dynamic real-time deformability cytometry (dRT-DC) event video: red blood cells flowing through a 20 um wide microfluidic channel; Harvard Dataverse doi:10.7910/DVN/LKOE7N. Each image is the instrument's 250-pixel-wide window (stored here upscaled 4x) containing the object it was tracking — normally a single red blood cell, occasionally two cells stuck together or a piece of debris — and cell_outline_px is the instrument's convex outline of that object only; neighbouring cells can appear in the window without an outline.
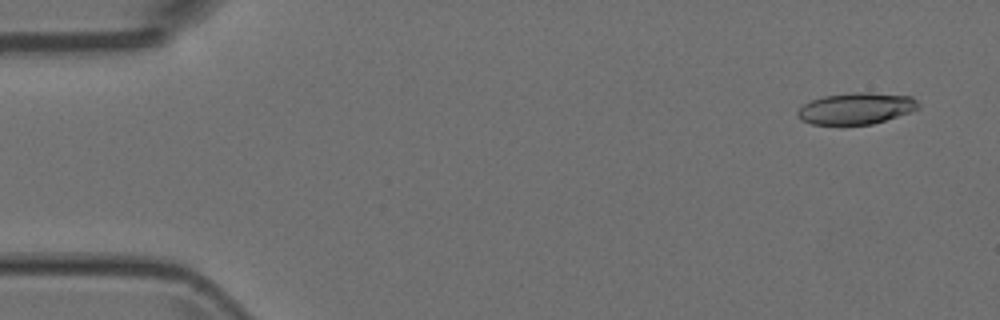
{"species": "Egyptian fruit bat (a non-hibernating species)", "species_latin": "Rousettus aegyptiacus", "temperature_condition": "room temperature", "stored_images_in_passage": 6, "camera_frame_rate_fps": 3000, "um_per_image_px": 0.085, "animal": {"sex": "female"}, "frame": {"image": 1, "passage_image": 1, "time_ms": 0.0, "image_size_px": [1000, 320], "cell_outline_px": [[920, 108], [872, 124], [812, 124], [800, 120], [796, 116], [796, 112], [804, 104], [812, 100], [824, 96], [852, 92], [868, 92], [912, 96], [920, 104]], "centroid_in_image_um": [72.75, 9.21], "position_along_channel_um": 12.2, "area_um2": 22.02}}
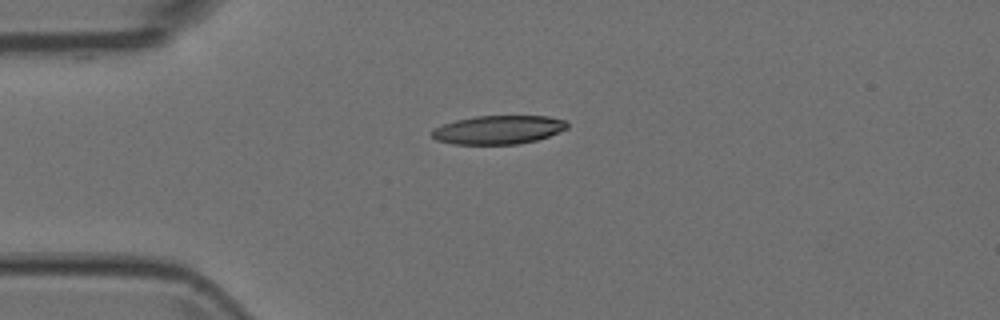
{"frame": {"image": 2, "passage_image": 4, "time_ms": 1.0, "image_size_px": [1000, 320], "cell_outline_px": [[568, 128], [548, 136], [536, 140], [520, 144], [452, 144], [436, 140], [432, 136], [432, 132], [436, 128], [444, 124], [456, 120], [476, 116], [548, 116], [564, 120], [568, 124]], "centroid_in_image_um": [42.37, 11.03], "position_along_channel_um": 42.6, "area_um2": 22.43}}
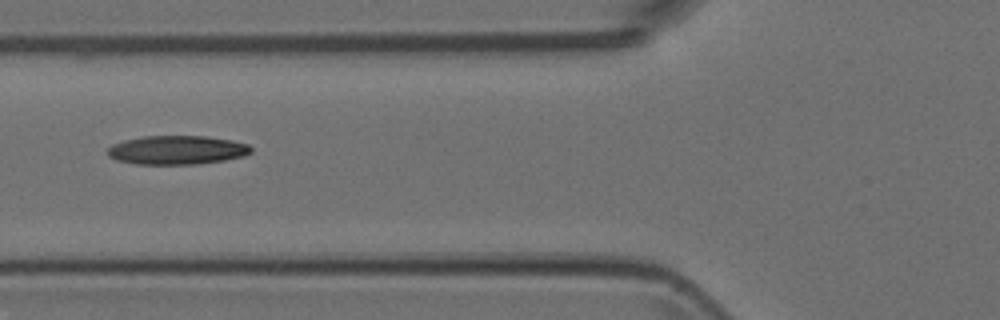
{"frame": {"image": 3, "passage_image": 6, "time_ms": 1.667, "image_size_px": [1000, 320], "cell_outline_px": [[252, 152], [244, 156], [224, 160], [196, 164], [136, 164], [116, 160], [108, 156], [108, 148], [112, 144], [124, 140], [144, 136], [208, 136], [232, 140], [248, 144], [252, 148]], "centroid_in_image_um": [15.05, 12.75], "position_along_channel_um": 110.8, "area_um2": 24.22}}